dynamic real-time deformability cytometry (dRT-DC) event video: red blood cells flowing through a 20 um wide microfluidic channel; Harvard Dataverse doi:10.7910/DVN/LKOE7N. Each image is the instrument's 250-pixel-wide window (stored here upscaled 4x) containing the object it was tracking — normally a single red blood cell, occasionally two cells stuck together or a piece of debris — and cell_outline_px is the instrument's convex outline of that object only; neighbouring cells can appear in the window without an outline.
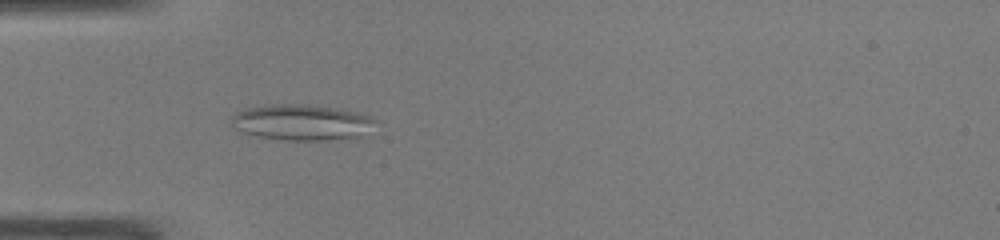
{"species": "common noctule bat (a hibernating species)", "species_latin": "Nyctalus noctula", "temperature_condition": "warm", "stored_images_in_passage": 48, "camera_frame_rate_fps": 3000, "um_per_image_px": 0.085, "animal": {"sex": "male", "body_mass_g": 19.0, "forearm_length_mm": 50.8}, "frame": {"image": 1, "passage_image": 15, "time_ms": 4.667, "image_size_px": [1000, 240], "cell_outline_px": [[376, 120], [372, 136], [324, 140], [280, 140], [256, 136], [244, 132], [236, 128], [232, 124], [232, 116], [236, 112], [248, 108], [272, 104], [300, 104], [336, 108], [356, 112], [368, 116]], "centroid_in_image_um": [25.74, 10.42], "position_along_channel_um": 59.3, "area_um2": 30.35}}
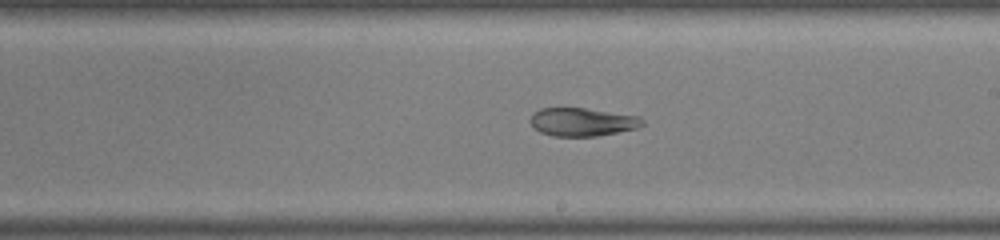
{"frame": {"image": 2, "passage_image": 28, "time_ms": 9.0, "image_size_px": [1000, 240], "cell_outline_px": [[644, 124], [636, 128], [596, 136], [552, 136], [540, 132], [532, 128], [532, 112], [540, 108], [584, 108], [640, 116], [644, 120]], "centroid_in_image_um": [49.48, 10.36], "position_along_channel_um": 239.5, "area_um2": 18.38}}
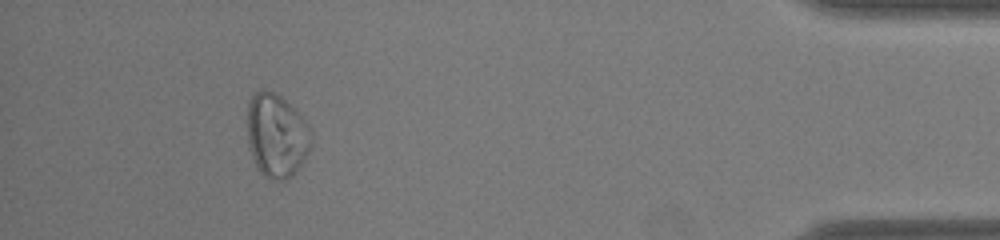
{"frame": {"image": 3, "passage_image": 44, "time_ms": 14.333, "image_size_px": [1000, 240], "cell_outline_px": [[312, 144], [304, 160], [292, 176], [284, 180], [272, 180], [264, 176], [256, 168], [248, 148], [248, 104], [252, 96], [256, 92], [264, 88], [276, 92], [304, 120], [308, 128], [312, 140]], "centroid_in_image_um": [23.48, 11.55], "position_along_channel_um": 411.7, "area_um2": 31.1}, "authors_computed_cell_mechanics": {"area_um2": 28.5532, "velocity_mm_per_s": 4.2539, "shape_relaxation_time_tau1_ms": null, "shape_relaxation_time_tau2_ms": 1.5482, "deformation_change_tau1": null, "deformation_change_tau2": 0.0711}}